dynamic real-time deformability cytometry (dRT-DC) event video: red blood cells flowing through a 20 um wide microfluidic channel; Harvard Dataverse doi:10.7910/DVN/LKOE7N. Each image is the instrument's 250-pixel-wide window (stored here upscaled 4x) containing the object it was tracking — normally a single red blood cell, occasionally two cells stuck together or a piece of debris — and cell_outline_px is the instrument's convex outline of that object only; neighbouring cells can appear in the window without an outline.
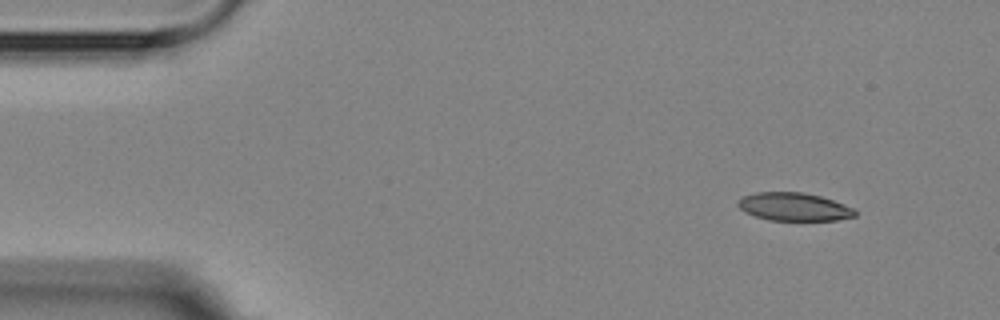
{"species": "Egyptian fruit bat (a non-hibernating species)", "species_latin": "Rousettus aegyptiacus", "temperature_condition": "room temperature", "stored_images_in_passage": 3, "camera_frame_rate_fps": 3000, "um_per_image_px": 0.085, "animal": {"sex": "female"}, "frame": {"image": 1, "passage_image": 1, "time_ms": 0.0, "image_size_px": [1000, 320], "cell_outline_px": [[856, 216], [836, 220], [768, 220], [744, 212], [736, 204], [736, 200], [740, 196], [756, 192], [804, 192], [820, 196], [844, 204], [852, 208], [856, 212]], "centroid_in_image_um": [67.42, 17.56], "position_along_channel_um": 17.6, "area_um2": 19.25}}